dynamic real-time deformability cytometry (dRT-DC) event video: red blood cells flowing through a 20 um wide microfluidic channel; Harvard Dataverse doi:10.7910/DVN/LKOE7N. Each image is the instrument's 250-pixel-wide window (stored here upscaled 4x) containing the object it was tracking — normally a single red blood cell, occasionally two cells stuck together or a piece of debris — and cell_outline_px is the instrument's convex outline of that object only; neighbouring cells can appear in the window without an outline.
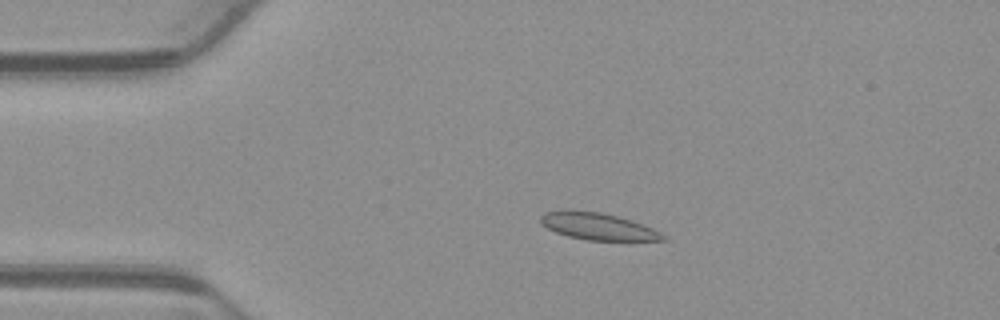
{"species": "common noctule bat (a hibernating species)", "species_latin": "Nyctalus noctula", "temperature_condition": "warm", "stored_images_in_passage": 48, "camera_frame_rate_fps": 3000, "um_per_image_px": 0.085, "animal": {"sex": "male", "body_mass_g": 23.1, "forearm_length_mm": 52.7}, "frame": {"image": 1, "passage_image": 6, "time_ms": 1.667, "image_size_px": [1000, 320], "cell_outline_px": [[668, 240], [588, 240], [568, 236], [556, 232], [548, 228], [540, 220], [540, 216], [544, 212], [564, 208], [572, 208], [600, 212], [632, 220], [652, 228], [668, 236]], "centroid_in_image_um": [50.79, 19.21], "position_along_channel_um": 34.2, "area_um2": 19.48}}
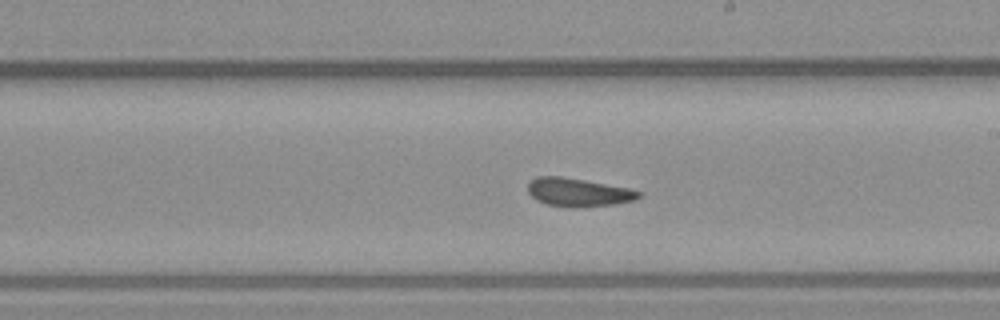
{"frame": {"image": 2, "passage_image": 25, "time_ms": 8.0, "image_size_px": [1000, 320], "cell_outline_px": [[640, 196], [632, 200], [612, 204], [572, 208], [568, 208], [548, 204], [536, 200], [528, 192], [528, 184], [536, 176], [560, 176], [584, 180], [628, 188], [640, 192]], "centroid_in_image_um": [49.09, 16.34], "position_along_channel_um": 239.9, "area_um2": 18.03}}
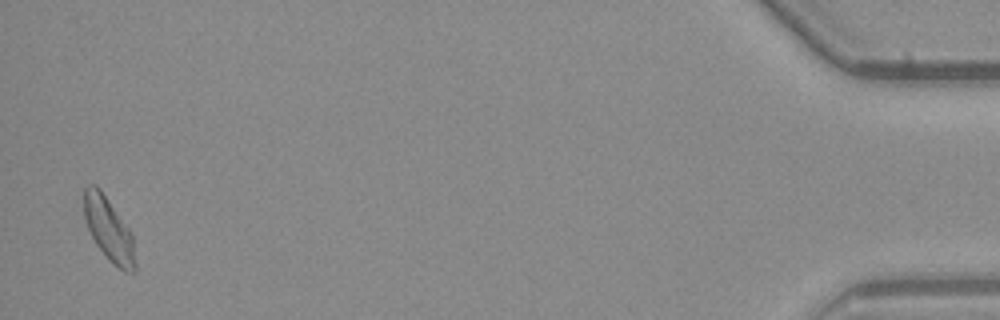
{"frame": {"image": 3, "passage_image": 47, "time_ms": 15.333, "image_size_px": [1000, 320], "cell_outline_px": [[136, 268], [132, 272], [124, 272], [112, 264], [108, 260], [96, 244], [88, 228], [84, 216], [84, 188], [88, 184], [96, 184], [100, 188], [132, 232], [136, 264]], "centroid_in_image_um": [9.26, 19.5], "position_along_channel_um": 425.9, "area_um2": 19.13}, "authors_computed_cell_mechanics": {"area_um2": 18.6116, "velocity_mm_per_s": 3.8692, "shape_relaxation_time_tau1_ms": 9.5606, "shape_relaxation_time_tau2_ms": 2.8281, "deformation_change_tau1": 0.1824, "deformation_change_tau2": 0.1086}}